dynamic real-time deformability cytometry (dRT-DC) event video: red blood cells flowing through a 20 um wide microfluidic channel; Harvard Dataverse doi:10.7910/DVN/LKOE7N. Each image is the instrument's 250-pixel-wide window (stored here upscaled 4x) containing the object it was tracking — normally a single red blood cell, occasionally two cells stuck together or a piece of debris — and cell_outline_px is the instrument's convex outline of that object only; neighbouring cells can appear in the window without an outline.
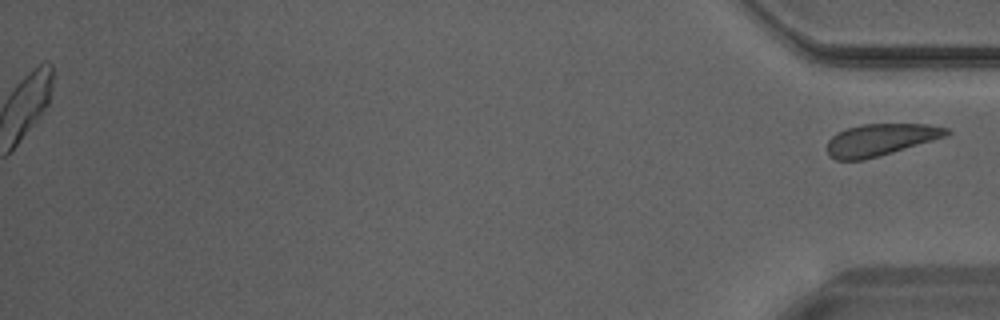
{"species": "Egyptian fruit bat (a non-hibernating species)", "species_latin": "Rousettus aegyptiacus", "temperature_condition": "warm", "stored_images_in_passage": 31, "segment_of_instrument_passage": [2, 2], "camera_frame_rate_fps": 3000, "um_per_image_px": 0.085, "animal": {"sex": "male"}, "frame": {"image": 1, "passage_image": 31, "time_ms": 10.0, "image_size_px": [1000, 320], "cell_outline_px": [[952, 132], [948, 136], [864, 160], [836, 160], [828, 156], [828, 140], [836, 132], [860, 124], [928, 124], [948, 128]], "centroid_in_image_um": [74.85, 11.87], "position_along_channel_um": 360.4, "area_um2": 22.25}}